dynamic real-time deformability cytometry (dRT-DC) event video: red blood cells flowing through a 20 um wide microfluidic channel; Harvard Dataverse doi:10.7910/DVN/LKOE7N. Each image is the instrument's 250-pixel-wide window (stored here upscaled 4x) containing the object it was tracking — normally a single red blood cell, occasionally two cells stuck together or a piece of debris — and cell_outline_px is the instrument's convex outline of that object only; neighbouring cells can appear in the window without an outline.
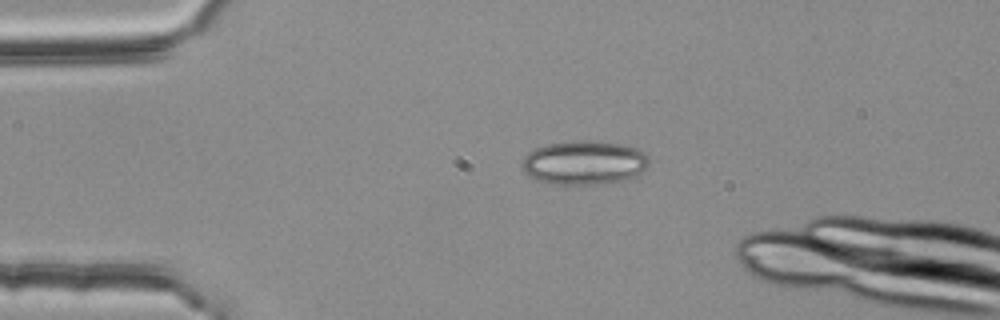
{"species": "common noctule bat (a hibernating species)", "species_latin": "Nyctalus noctula", "temperature_condition": "room temperature", "stored_images_in_passage": 2, "camera_frame_rate_fps": 3000, "um_per_image_px": 0.085, "animal": {"sex": "female", "body_mass_g": 25.1}, "frame": {"image": 1, "passage_image": 1, "time_ms": 0.0, "image_size_px": [1000, 320], "cell_outline_px": [[648, 164], [640, 172], [632, 176], [620, 180], [596, 184], [552, 184], [536, 180], [528, 176], [524, 172], [524, 156], [528, 152], [536, 148], [548, 144], [572, 140], [588, 140], [620, 144], [636, 148], [644, 152], [648, 156]], "centroid_in_image_um": [49.62, 13.81], "position_along_channel_um": 35.4, "area_um2": 32.19}}